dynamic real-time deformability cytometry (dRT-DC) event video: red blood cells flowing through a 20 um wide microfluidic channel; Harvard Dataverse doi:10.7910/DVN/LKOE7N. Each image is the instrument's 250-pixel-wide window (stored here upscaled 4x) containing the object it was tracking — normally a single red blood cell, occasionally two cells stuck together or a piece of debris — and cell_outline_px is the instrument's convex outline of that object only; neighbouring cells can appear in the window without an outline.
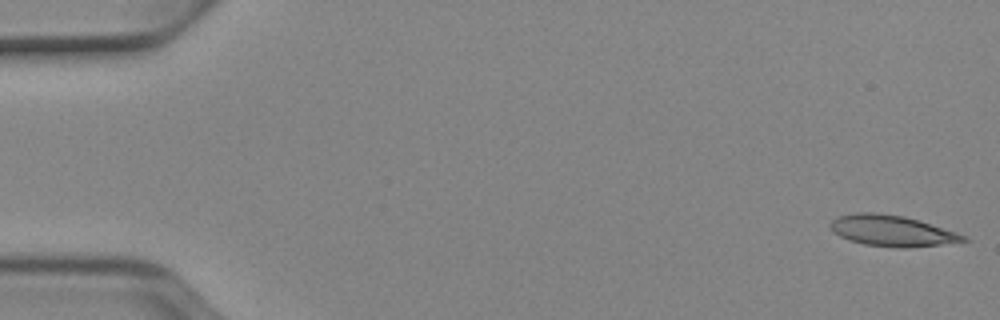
{"species": "Egyptian fruit bat (a non-hibernating species)", "species_latin": "Rousettus aegyptiacus", "temperature_condition": "cold", "stored_images_in_passage": 51, "camera_frame_rate_fps": 3000, "um_per_image_px": 0.085, "animal": {"sex": "female"}, "frame": {"image": 1, "passage_image": 1, "time_ms": 0.0, "image_size_px": [1000, 320], "cell_outline_px": [[972, 240], [908, 248], [896, 248], [864, 244], [848, 240], [840, 236], [828, 224], [832, 220], [840, 216], [860, 212], [872, 212], [904, 216], [956, 232], [968, 236]], "centroid_in_image_um": [75.84, 19.63], "position_along_channel_um": 9.2, "area_um2": 23.76}}
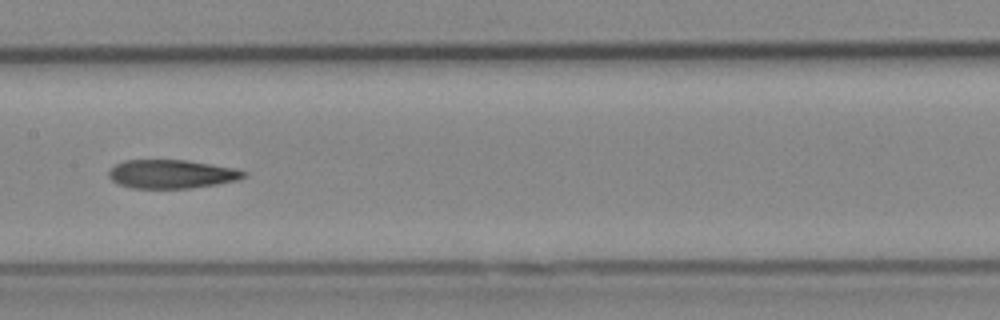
{"frame": {"image": 2, "passage_image": 26, "time_ms": 8.333, "image_size_px": [1000, 320], "cell_outline_px": [[248, 176], [236, 180], [216, 184], [192, 188], [132, 188], [116, 184], [108, 176], [108, 172], [116, 164], [124, 160], [188, 160], [236, 168], [248, 172]], "centroid_in_image_um": [14.6, 14.79], "position_along_channel_um": 192.8, "area_um2": 22.72}}
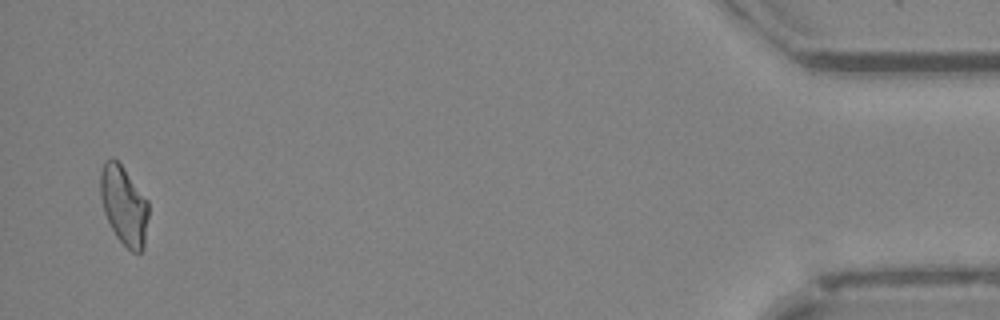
{"frame": {"image": 3, "passage_image": 50, "time_ms": 16.333, "image_size_px": [1000, 320], "cell_outline_px": [[148, 216], [144, 248], [140, 252], [132, 252], [116, 236], [104, 212], [100, 196], [100, 172], [104, 160], [112, 156], [120, 164], [148, 200]], "centroid_in_image_um": [10.52, 17.44], "position_along_channel_um": 424.7, "area_um2": 22.02}, "authors_computed_cell_mechanics": {"area_um2": 23.2356, "velocity_mm_per_s": 3.9311, "shape_relaxation_time_tau1_ms": null, "shape_relaxation_time_tau2_ms": 8.7467, "deformation_change_tau1": null, "deformation_change_tau2": 0.2148}}